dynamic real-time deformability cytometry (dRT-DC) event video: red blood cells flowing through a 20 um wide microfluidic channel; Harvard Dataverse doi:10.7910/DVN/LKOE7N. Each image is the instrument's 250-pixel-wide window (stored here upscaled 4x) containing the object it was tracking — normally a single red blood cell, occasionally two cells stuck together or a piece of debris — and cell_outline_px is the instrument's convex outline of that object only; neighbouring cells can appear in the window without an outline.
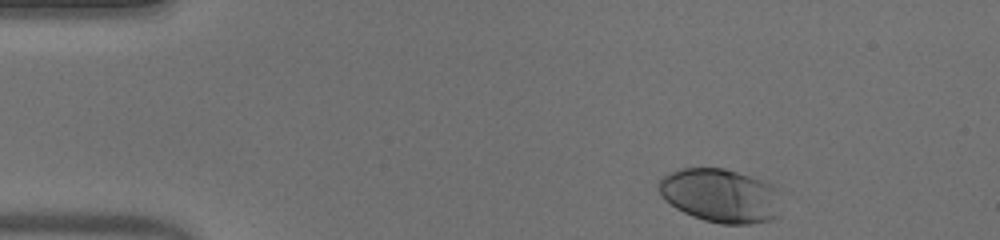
{"species": "human", "species_latin": "Homo sapiens", "temperature_condition": "warm", "stored_images_in_passage": 46, "camera_frame_rate_fps": 3000, "um_per_image_px": 0.085, "donor": {"sex": "male"}, "frame": {"image": 1, "passage_image": 1, "time_ms": 0.0, "image_size_px": [1000, 240], "cell_outline_px": [[780, 216], [772, 220], [748, 224], [720, 224], [704, 220], [692, 216], [676, 208], [664, 200], [660, 196], [656, 188], [656, 184], [664, 176], [672, 172], [684, 168], [724, 168], [772, 184]], "centroid_in_image_um": [61.16, 16.64], "position_along_channel_um": 23.8, "area_um2": 38.09}}
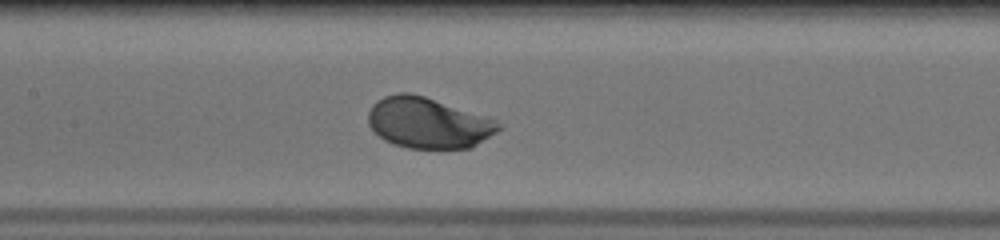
{"frame": {"image": 2, "passage_image": 19, "time_ms": 6.0, "image_size_px": [1000, 240], "cell_outline_px": [[500, 128], [496, 132], [472, 148], [408, 148], [392, 144], [384, 140], [368, 124], [368, 112], [372, 104], [376, 100], [384, 96], [396, 92], [408, 92], [424, 96], [488, 116], [496, 120], [500, 124]], "centroid_in_image_um": [36.38, 10.43], "position_along_channel_um": 171.0, "area_um2": 38.73}}
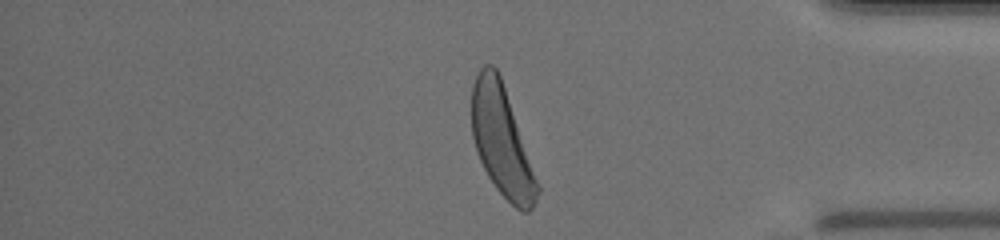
{"frame": {"image": 3, "passage_image": 38, "time_ms": 12.333, "image_size_px": [1000, 240], "cell_outline_px": [[540, 192], [532, 208], [528, 212], [520, 212], [496, 188], [488, 176], [476, 152], [472, 136], [472, 84], [480, 68], [484, 64], [492, 64], [496, 68], [500, 76], [540, 188]], "centroid_in_image_um": [42.63, 12.0], "position_along_channel_um": 392.6, "area_um2": 41.33}, "authors_computed_cell_mechanics": {"area_um2": 38.6682, "velocity_mm_per_s": 3.8705, "shape_relaxation_time_tau1_ms": 1.5046, "shape_relaxation_time_tau2_ms": null, "deformation_change_tau1": 0.13, "deformation_change_tau2": null}}